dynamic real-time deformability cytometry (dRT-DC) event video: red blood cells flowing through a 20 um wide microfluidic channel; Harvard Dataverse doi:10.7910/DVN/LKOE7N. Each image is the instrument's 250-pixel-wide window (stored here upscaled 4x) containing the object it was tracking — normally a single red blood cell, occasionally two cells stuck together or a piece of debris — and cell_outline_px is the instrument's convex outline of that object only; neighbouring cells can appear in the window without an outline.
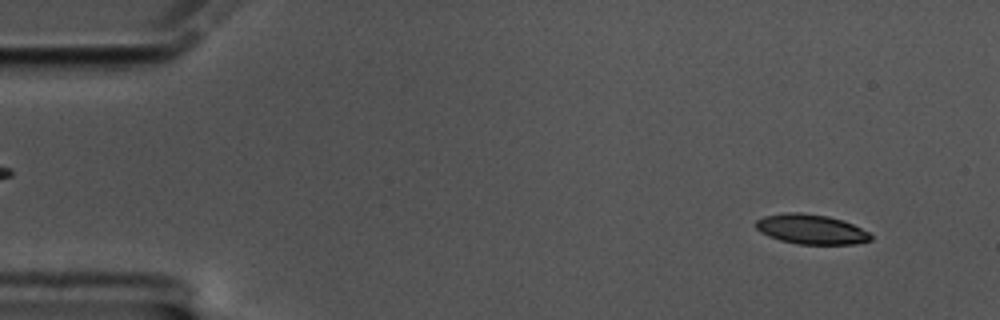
{"species": "common noctule bat (a hibernating species)", "species_latin": "Nyctalus noctula", "temperature_condition": "cold", "stored_images_in_passage": 59, "camera_frame_rate_fps": 3000, "um_per_image_px": 0.085, "animal": {"sex": "male", "body_mass_g": 17.5, "forearm_length_mm": 52.3}, "frame": {"image": 1, "passage_image": 5, "time_ms": 1.333, "image_size_px": [1000, 320], "cell_outline_px": [[872, 240], [856, 244], [796, 244], [780, 240], [768, 236], [760, 232], [756, 228], [756, 220], [764, 216], [784, 212], [800, 212], [828, 216], [852, 224], [868, 232], [872, 236]], "centroid_in_image_um": [68.92, 19.49], "position_along_channel_um": 16.1, "area_um2": 19.94}}
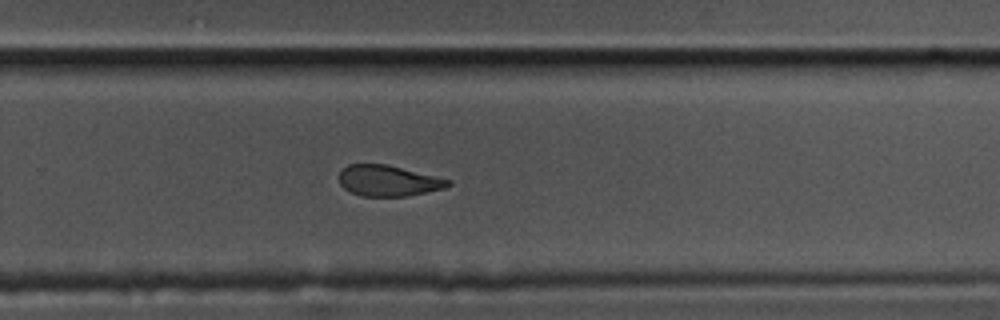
{"frame": {"image": 2, "passage_image": 39, "time_ms": 12.667, "image_size_px": [1000, 320], "cell_outline_px": [[452, 184], [444, 188], [404, 196], [360, 196], [348, 192], [340, 184], [340, 172], [348, 164], [388, 164], [452, 180]], "centroid_in_image_um": [32.99, 15.36], "position_along_channel_um": 296.8, "area_um2": 19.59}}
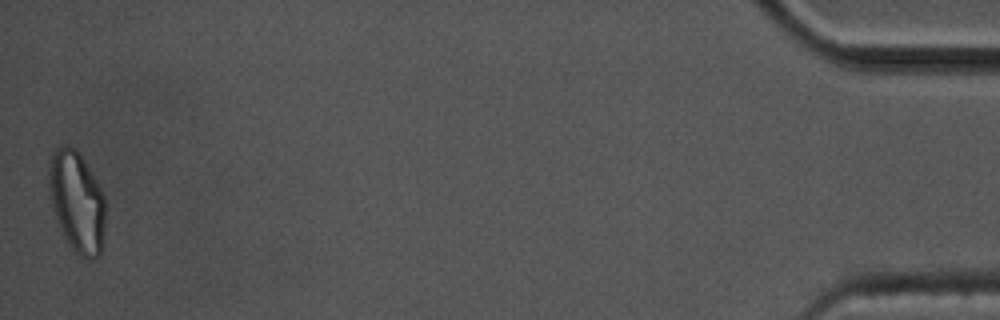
{"frame": {"image": 3, "passage_image": 59, "time_ms": 19.333, "image_size_px": [1000, 320], "cell_outline_px": [[104, 232], [100, 256], [92, 260], [88, 260], [80, 256], [68, 244], [60, 228], [52, 208], [48, 188], [48, 160], [52, 152], [60, 144], [68, 144], [84, 160], [96, 180], [104, 196]], "centroid_in_image_um": [6.5, 17.14], "position_along_channel_um": 428.7, "area_um2": 33.47}, "authors_computed_cell_mechanics": {"area_um2": 21.5594, "velocity_mm_per_s": 3.3743, "shape_relaxation_time_tau1_ms": 5.148, "shape_relaxation_time_tau2_ms": 4.8825, "deformation_change_tau1": 0.1533, "deformation_change_tau2": 0.1198}}